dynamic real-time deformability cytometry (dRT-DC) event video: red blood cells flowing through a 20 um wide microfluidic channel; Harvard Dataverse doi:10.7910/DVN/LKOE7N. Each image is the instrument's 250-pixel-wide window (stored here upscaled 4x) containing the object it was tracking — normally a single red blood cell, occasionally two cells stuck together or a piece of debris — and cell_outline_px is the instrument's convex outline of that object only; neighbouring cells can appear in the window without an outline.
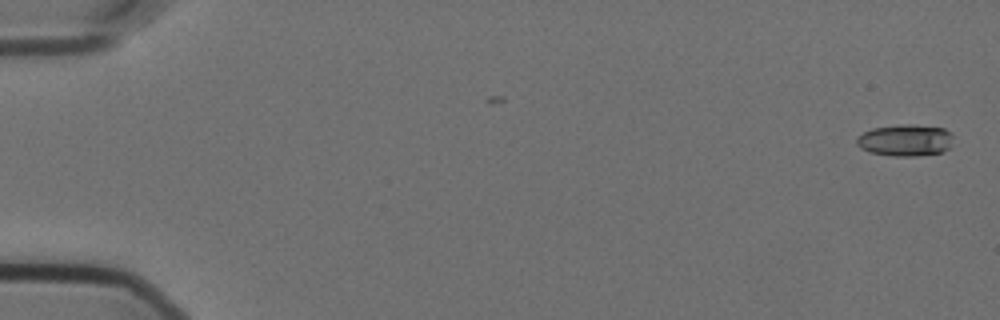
{"species": "Egyptian fruit bat (a non-hibernating species)", "species_latin": "Rousettus aegyptiacus", "temperature_condition": "cold", "stored_images_in_passage": 6, "camera_frame_rate_fps": 3000, "um_per_image_px": 0.085, "animal": {"sex": "female"}, "frame": {"image": 1, "passage_image": 1, "time_ms": 0.0, "image_size_px": [1000, 320], "cell_outline_px": [[952, 136], [948, 148], [944, 152], [916, 156], [892, 156], [868, 152], [860, 148], [856, 144], [856, 140], [864, 132], [872, 128], [908, 124], [912, 124], [944, 128], [952, 132]], "centroid_in_image_um": [76.95, 11.93], "position_along_channel_um": 8.0, "area_um2": 17.86}}